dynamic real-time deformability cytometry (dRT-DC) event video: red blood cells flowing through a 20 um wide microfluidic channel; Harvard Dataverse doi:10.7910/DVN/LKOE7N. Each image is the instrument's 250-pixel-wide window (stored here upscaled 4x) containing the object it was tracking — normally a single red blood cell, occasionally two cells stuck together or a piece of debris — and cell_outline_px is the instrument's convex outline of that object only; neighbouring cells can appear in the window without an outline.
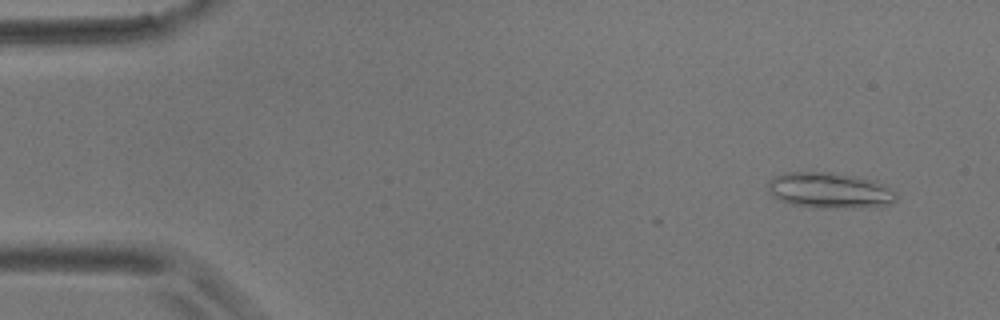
{"species": "common noctule bat (a hibernating species)", "species_latin": "Nyctalus noctula", "temperature_condition": "room temperature", "stored_images_in_passage": 8, "camera_frame_rate_fps": 3000, "um_per_image_px": 0.085, "animal": {"sex": "male", "body_mass_g": 17.9}, "frame": {"image": 1, "passage_image": 4, "time_ms": 1.0, "image_size_px": [1000, 320], "cell_outline_px": [[896, 200], [888, 204], [856, 208], [812, 208], [792, 204], [780, 200], [772, 196], [768, 192], [768, 180], [784, 172], [828, 172], [876, 180], [892, 188], [896, 192]], "centroid_in_image_um": [70.51, 16.19], "position_along_channel_um": 14.5, "area_um2": 26.93}}